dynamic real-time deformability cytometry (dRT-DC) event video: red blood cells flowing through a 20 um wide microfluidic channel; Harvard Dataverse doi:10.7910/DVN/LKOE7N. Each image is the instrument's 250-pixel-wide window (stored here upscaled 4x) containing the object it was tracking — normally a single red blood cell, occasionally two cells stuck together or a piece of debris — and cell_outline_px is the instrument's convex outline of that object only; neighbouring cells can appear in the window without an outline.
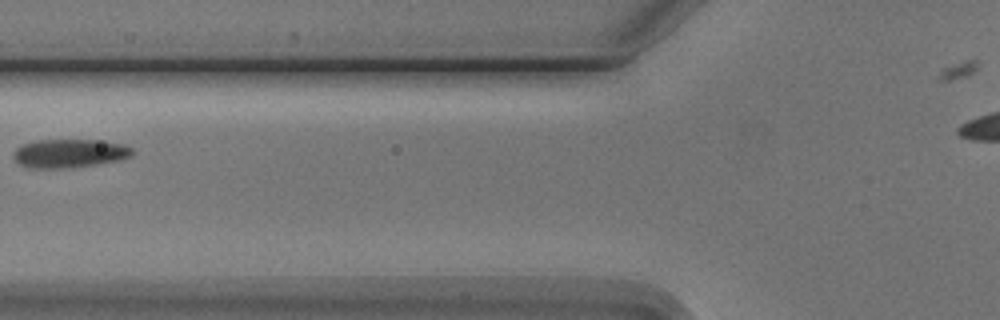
{"species": "Egyptian fruit bat (a non-hibernating species)", "species_latin": "Rousettus aegyptiacus", "temperature_condition": "cold", "stored_images_in_passage": 3, "camera_frame_rate_fps": 3000, "um_per_image_px": 0.085, "animal": {"sex": "male"}, "frame": {"image": 1, "passage_image": 2, "time_ms": 1.333, "image_size_px": [1000, 320], "cell_outline_px": [[136, 148], [132, 156], [120, 160], [72, 168], [28, 168], [20, 164], [12, 156], [12, 152], [16, 148], [24, 144], [36, 140], [96, 140], [124, 144]], "centroid_in_image_um": [5.94, 13.04], "position_along_channel_um": 119.9, "area_um2": 20.06}}
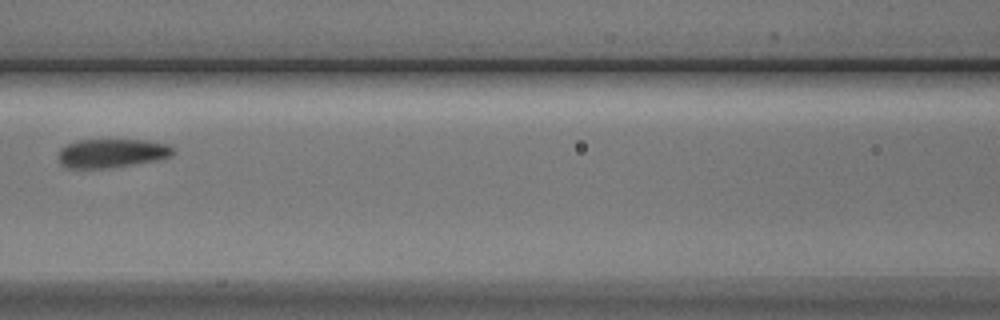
{"frame": {"image": 2, "passage_image": 3, "time_ms": 2.333, "image_size_px": [1000, 320], "cell_outline_px": [[176, 152], [172, 156], [156, 160], [108, 168], [68, 168], [60, 164], [60, 148], [76, 140], [144, 140], [168, 144], [176, 148]], "centroid_in_image_um": [9.55, 13.02], "position_along_channel_um": 157.1, "area_um2": 19.25}}